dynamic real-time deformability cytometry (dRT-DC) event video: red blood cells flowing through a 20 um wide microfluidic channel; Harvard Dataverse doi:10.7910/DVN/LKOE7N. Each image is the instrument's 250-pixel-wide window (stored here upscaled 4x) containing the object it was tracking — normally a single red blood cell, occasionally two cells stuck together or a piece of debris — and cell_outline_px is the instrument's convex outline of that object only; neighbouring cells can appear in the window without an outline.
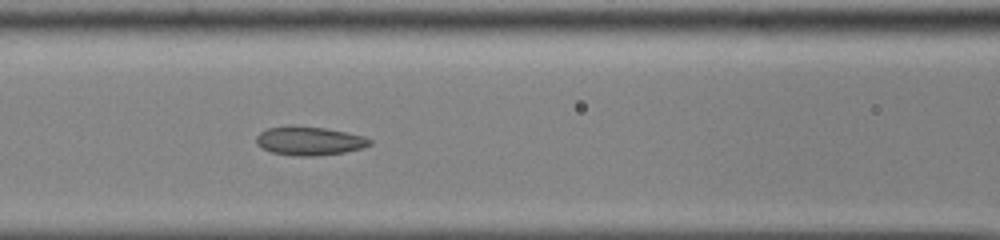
{"species": "common noctule bat (a hibernating species)", "species_latin": "Nyctalus noctula", "temperature_condition": "cold", "stored_images_in_passage": 13, "camera_frame_rate_fps": 3000, "um_per_image_px": 0.085, "animal": {"sex": "male", "body_mass_g": 13.0, "forearm_length_mm": 53.1}, "frame": {"image": 1, "passage_image": 10, "time_ms": 3.0, "image_size_px": [1000, 240], "cell_outline_px": [[372, 144], [364, 148], [344, 152], [316, 156], [296, 156], [272, 152], [260, 148], [256, 144], [256, 136], [260, 132], [268, 128], [324, 128], [348, 132], [364, 136], [372, 140]], "centroid_in_image_um": [26.34, 12.02], "position_along_channel_um": 140.3, "area_um2": 18.55}}